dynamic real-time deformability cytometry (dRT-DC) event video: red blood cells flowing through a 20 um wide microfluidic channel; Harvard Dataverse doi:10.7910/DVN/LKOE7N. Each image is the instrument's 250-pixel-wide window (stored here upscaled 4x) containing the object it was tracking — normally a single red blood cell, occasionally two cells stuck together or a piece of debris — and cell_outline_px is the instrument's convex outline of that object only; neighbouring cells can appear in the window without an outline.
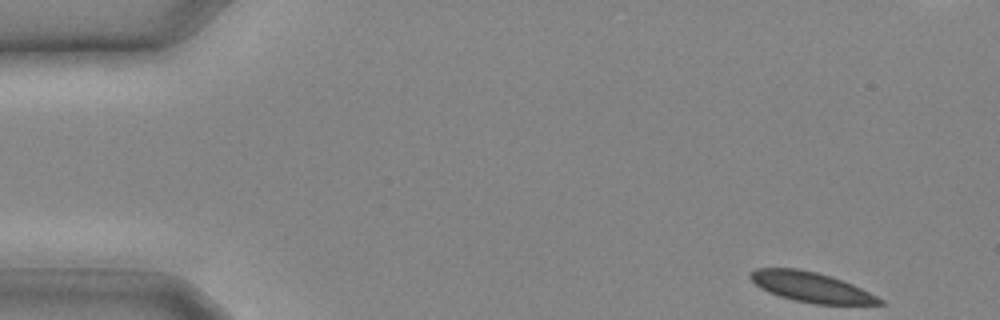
{"species": "common noctule bat (a hibernating species)", "species_latin": "Nyctalus noctula", "temperature_condition": "cold", "stored_images_in_passage": 6, "camera_frame_rate_fps": 3000, "um_per_image_px": 0.085, "animal": {"sex": "male", "body_mass_g": 20.4}, "frame": {"image": 1, "passage_image": 1, "time_ms": 0.0, "image_size_px": [1000, 320], "cell_outline_px": [[888, 304], [816, 304], [796, 300], [780, 296], [768, 292], [760, 288], [748, 276], [748, 272], [756, 268], [796, 268], [816, 272], [832, 276], [852, 284], [884, 300]], "centroid_in_image_um": [68.92, 24.39], "position_along_channel_um": 16.1, "area_um2": 22.48}}